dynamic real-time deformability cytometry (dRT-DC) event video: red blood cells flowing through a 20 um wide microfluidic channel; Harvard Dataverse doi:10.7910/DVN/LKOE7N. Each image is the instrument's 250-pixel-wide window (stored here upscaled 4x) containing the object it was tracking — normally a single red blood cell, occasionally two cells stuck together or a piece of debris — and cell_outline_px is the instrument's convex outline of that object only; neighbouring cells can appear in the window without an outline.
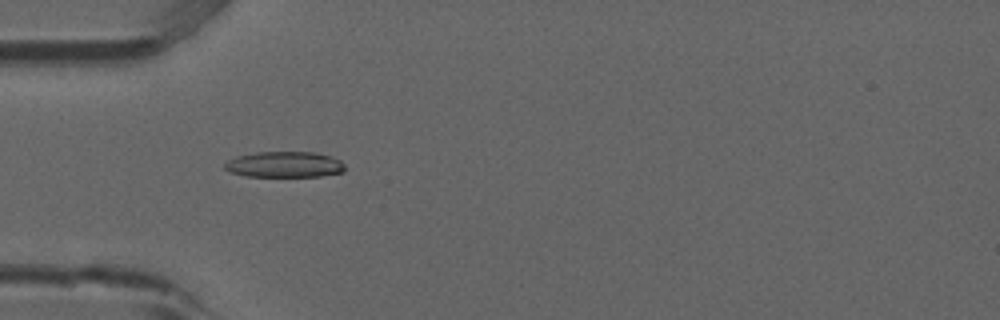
{"species": "common noctule bat (a hibernating species)", "species_latin": "Nyctalus noctula", "temperature_condition": "room temperature", "stored_images_in_passage": 53, "camera_frame_rate_fps": 3000, "um_per_image_px": 0.085, "animal": {"sex": "male", "forearm_length_mm": 52.5}, "frame": {"image": 1, "passage_image": 17, "time_ms": 5.333, "image_size_px": [1000, 320], "cell_outline_px": [[344, 168], [340, 172], [316, 176], [252, 176], [236, 172], [228, 168], [244, 156], [268, 152], [304, 152], [324, 156], [336, 160]], "centroid_in_image_um": [24.34, 14.0], "position_along_channel_um": 60.7, "area_um2": 16.01}}
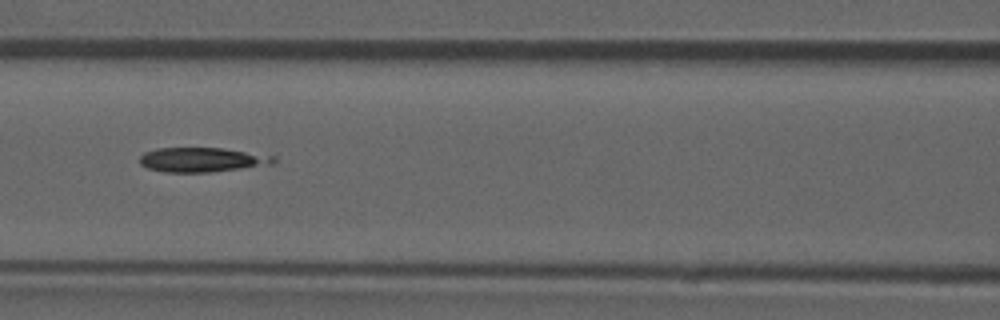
{"frame": {"image": 2, "passage_image": 24, "time_ms": 7.667, "image_size_px": [1000, 320], "cell_outline_px": [[260, 160], [252, 164], [232, 168], [196, 172], [176, 172], [152, 168], [144, 164], [140, 160], [148, 152], [164, 148], [216, 148], [240, 152], [252, 156]], "centroid_in_image_um": [16.66, 13.56], "position_along_channel_um": 149.9, "area_um2": 15.72}}
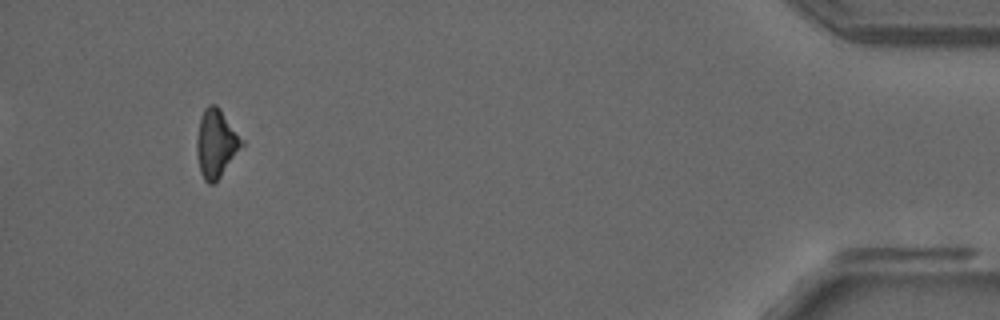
{"frame": {"image": 3, "passage_image": 50, "time_ms": 16.333, "image_size_px": [1000, 320], "cell_outline_px": [[240, 144], [216, 180], [208, 180], [204, 176], [200, 168], [200, 124], [204, 112], [212, 104], [220, 112], [236, 136]], "centroid_in_image_um": [18.33, 12.19], "position_along_channel_um": 416.9, "area_um2": 14.33}}